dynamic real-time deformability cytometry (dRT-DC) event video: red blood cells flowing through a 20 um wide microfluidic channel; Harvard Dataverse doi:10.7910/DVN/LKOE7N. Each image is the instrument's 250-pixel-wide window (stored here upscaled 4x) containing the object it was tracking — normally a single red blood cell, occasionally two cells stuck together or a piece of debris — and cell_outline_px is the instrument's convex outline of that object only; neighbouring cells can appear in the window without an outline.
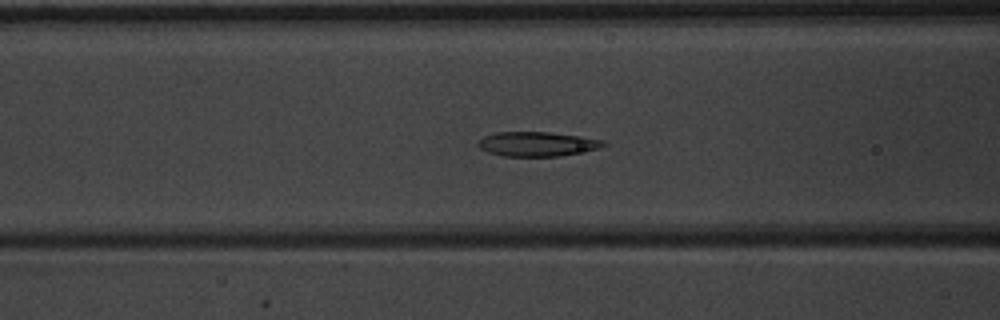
{"species": "common noctule bat (a hibernating species)", "species_latin": "Nyctalus noctula", "temperature_condition": "warm", "stored_images_in_passage": 35, "camera_frame_rate_fps": 3000, "um_per_image_px": 0.085, "animal": {"sex": "male", "body_mass_g": 20.1, "forearm_length_mm": 53.5}, "frame": {"image": 1, "passage_image": 5, "time_ms": 1.333, "image_size_px": [1000, 320], "cell_outline_px": [[608, 144], [600, 148], [560, 156], [504, 156], [488, 152], [480, 148], [476, 144], [484, 136], [496, 132], [548, 132], [584, 136], [604, 140]], "centroid_in_image_um": [45.69, 12.23], "position_along_channel_um": 120.9, "area_um2": 17.98}}
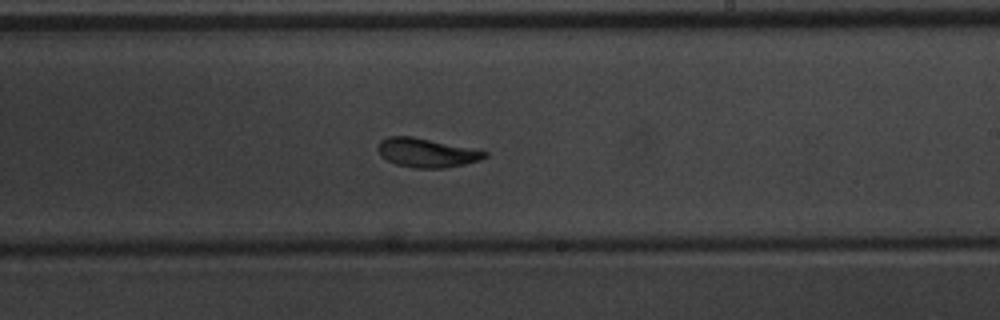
{"frame": {"image": 2, "passage_image": 15, "time_ms": 4.667, "image_size_px": [1000, 320], "cell_outline_px": [[488, 156], [480, 160], [464, 164], [444, 168], [412, 168], [396, 164], [380, 156], [376, 148], [380, 140], [388, 136], [412, 136], [488, 152]], "centroid_in_image_um": [36.21, 12.99], "position_along_channel_um": 252.8, "area_um2": 17.98}}
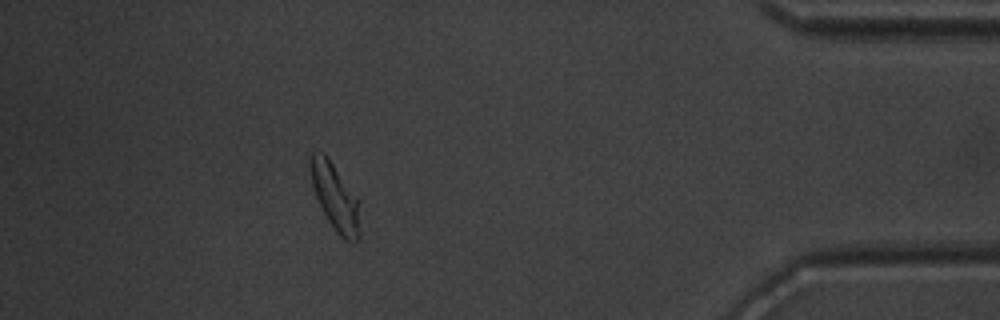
{"frame": {"image": 3, "passage_image": 30, "time_ms": 9.667, "image_size_px": [1000, 320], "cell_outline_px": [[360, 236], [356, 244], [344, 240], [336, 232], [328, 220], [316, 196], [312, 184], [308, 164], [308, 160], [312, 152], [324, 152], [356, 196], [360, 232]], "centroid_in_image_um": [28.46, 16.75], "position_along_channel_um": 406.7, "area_um2": 19.07}, "authors_computed_cell_mechanics": {"area_um2": 18.2648, "velocity_mm_per_s": 3.9595, "shape_relaxation_time_tau1_ms": 2.3834, "shape_relaxation_time_tau2_ms": 1.3419, "deformation_change_tau1": 0.1303, "deformation_change_tau2": 0.0568}}